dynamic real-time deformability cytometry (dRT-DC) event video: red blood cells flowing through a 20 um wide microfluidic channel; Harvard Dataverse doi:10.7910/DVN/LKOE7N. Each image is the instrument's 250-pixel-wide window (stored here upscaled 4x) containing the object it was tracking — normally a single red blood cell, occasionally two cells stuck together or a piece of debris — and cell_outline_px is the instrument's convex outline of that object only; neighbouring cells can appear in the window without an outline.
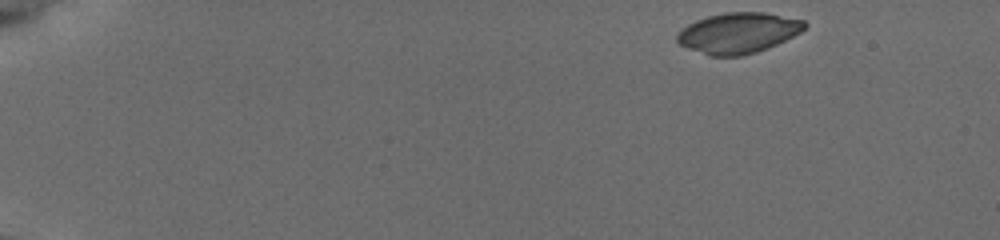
{"species": "common noctule bat (a hibernating species)", "species_latin": "Nyctalus noctula", "temperature_condition": "cold", "stored_images_in_passage": 49, "camera_frame_rate_fps": 3000, "um_per_image_px": 0.085, "animal": {"sex": "female", "body_mass_g": 19.5, "forearm_length_mm": 54.1}, "frame": {"image": 1, "passage_image": 1, "time_ms": 0.0, "image_size_px": [1000, 240], "cell_outline_px": [[808, 24], [800, 32], [776, 44], [756, 52], [740, 56], [708, 56], [688, 48], [680, 44], [676, 40], [676, 32], [688, 24], [696, 20], [708, 16], [724, 12], [764, 12], [804, 20]], "centroid_in_image_um": [62.71, 2.79], "position_along_channel_um": 22.3, "area_um2": 30.11}}
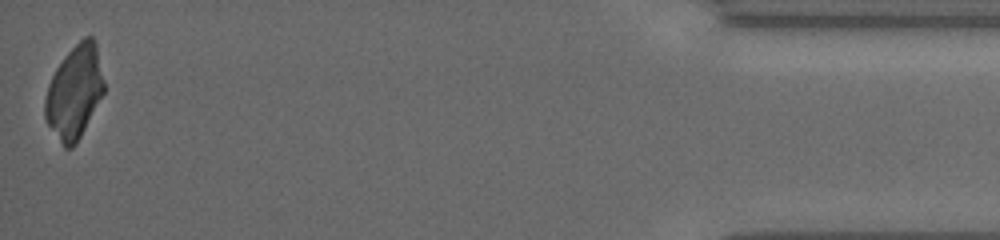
{"frame": {"image": 2, "passage_image": 49, "time_ms": 16.0, "image_size_px": [1000, 240], "cell_outline_px": [[104, 92], [76, 144], [72, 148], [64, 148], [48, 124], [44, 116], [44, 100], [48, 84], [56, 68], [64, 56], [84, 36], [92, 36], [96, 44], [104, 80]], "centroid_in_image_um": [6.32, 7.82], "position_along_channel_um": 428.9, "area_um2": 31.73}}